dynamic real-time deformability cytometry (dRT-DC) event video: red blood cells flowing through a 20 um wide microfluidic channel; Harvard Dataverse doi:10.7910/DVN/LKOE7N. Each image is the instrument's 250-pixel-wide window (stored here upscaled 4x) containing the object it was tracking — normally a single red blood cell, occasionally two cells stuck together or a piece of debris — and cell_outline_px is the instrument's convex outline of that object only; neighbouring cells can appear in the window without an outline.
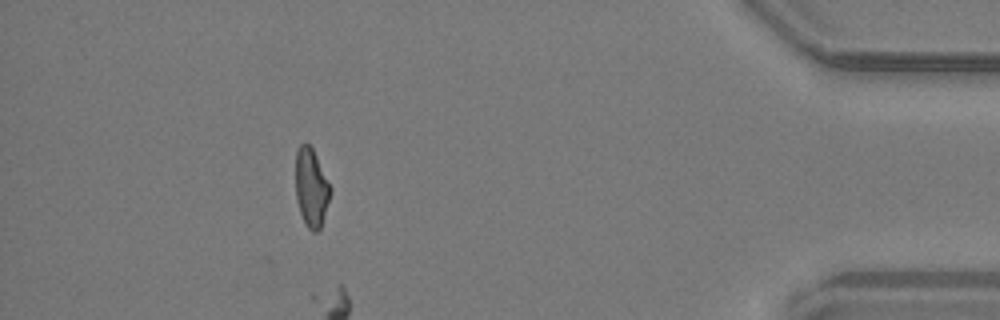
{"species": "common noctule bat (a hibernating species)", "species_latin": "Nyctalus noctula", "temperature_condition": "warm", "stored_images_in_passage": 32, "camera_frame_rate_fps": 3000, "um_per_image_px": 0.085, "animal": {"sex": "male", "body_mass_g": 19.2, "forearm_length_mm": 51.8}, "frame": {"image": 1, "passage_image": 28, "time_ms": 9.0, "image_size_px": [1000, 320], "cell_outline_px": [[332, 188], [320, 228], [316, 232], [312, 232], [304, 224], [296, 200], [296, 152], [300, 144], [304, 140], [312, 148]], "centroid_in_image_um": [26.44, 15.94], "position_along_channel_um": 408.8, "area_um2": 15.84}}